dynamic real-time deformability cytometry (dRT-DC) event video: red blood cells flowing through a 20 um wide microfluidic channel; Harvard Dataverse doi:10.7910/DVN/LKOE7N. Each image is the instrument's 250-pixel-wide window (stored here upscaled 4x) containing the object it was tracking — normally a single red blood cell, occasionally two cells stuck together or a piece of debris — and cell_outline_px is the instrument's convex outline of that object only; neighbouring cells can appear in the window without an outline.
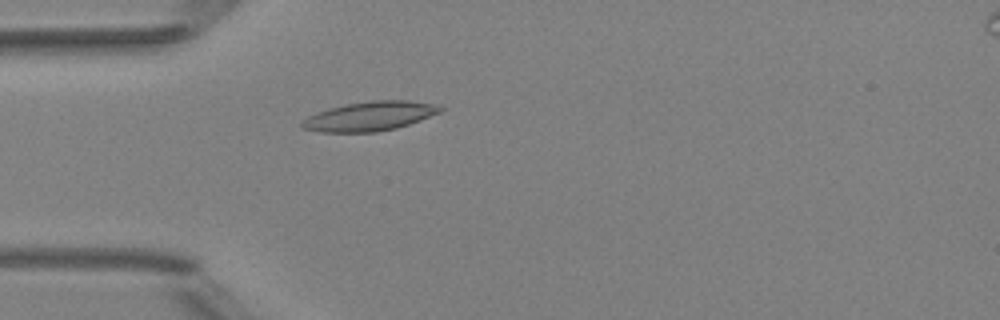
{"species": "Egyptian fruit bat (a non-hibernating species)", "species_latin": "Rousettus aegyptiacus", "temperature_condition": "room temperature", "stored_images_in_passage": 1, "camera_frame_rate_fps": 3000, "um_per_image_px": 0.085, "animal": {"sex": "female"}, "frame": {"image": 1, "passage_image": 1, "time_ms": 0.0, "image_size_px": [1000, 320], "cell_outline_px": [[444, 108], [440, 112], [420, 120], [396, 128], [376, 132], [320, 132], [300, 128], [300, 120], [316, 112], [328, 108], [344, 104], [372, 100], [408, 100], [432, 104]], "centroid_in_image_um": [31.35, 9.88], "position_along_channel_um": 53.7, "area_um2": 23.7}}